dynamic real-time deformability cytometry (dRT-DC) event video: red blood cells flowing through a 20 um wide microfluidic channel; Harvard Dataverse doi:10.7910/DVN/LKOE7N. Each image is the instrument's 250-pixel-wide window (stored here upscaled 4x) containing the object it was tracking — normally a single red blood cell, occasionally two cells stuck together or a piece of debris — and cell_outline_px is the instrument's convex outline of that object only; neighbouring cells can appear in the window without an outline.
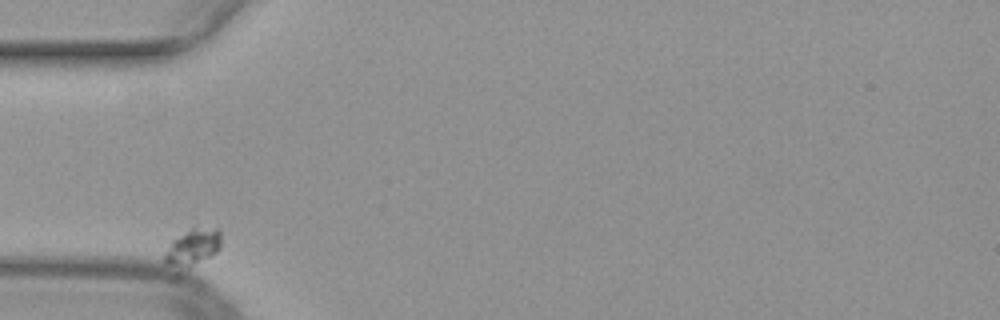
{"species": "common noctule bat (a hibernating species)", "species_latin": "Nyctalus noctula", "temperature_condition": "warm", "stored_images_in_passage": 33, "camera_frame_rate_fps": 3000, "um_per_image_px": 0.085, "animal": {"sex": "female", "body_mass_g": 29.2, "forearm_length_mm": 56.3}, "frame": {"image": 1, "passage_image": 1, "time_ms": 0.0, "image_size_px": [1000, 320], "cell_outline_px": [[220, 248], [216, 252], [188, 268], [184, 268], [164, 264], [164, 256], [172, 240], [192, 228], [220, 228]], "centroid_in_image_um": [16.38, 21.01], "position_along_channel_um": 68.6, "area_um2": 11.73}}
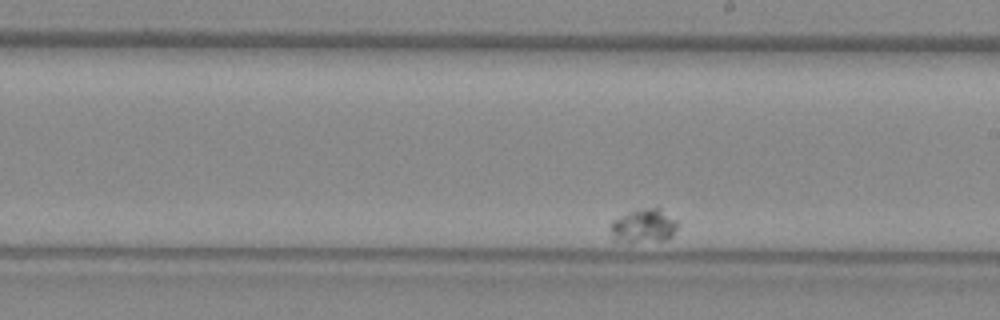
{"frame": {"image": 2, "passage_image": 19, "time_ms": 6.0, "image_size_px": [1000, 320], "cell_outline_px": [[680, 224], [672, 236], [668, 240], [628, 244], [612, 240], [612, 220], [636, 208], [656, 204], [676, 220]], "centroid_in_image_um": [54.74, 19.19], "position_along_channel_um": 234.3, "area_um2": 14.16}}
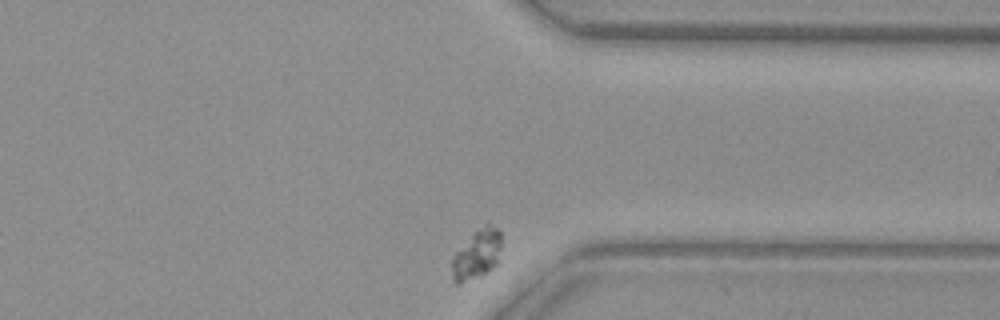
{"frame": {"image": 3, "passage_image": 33, "time_ms": 10.667, "image_size_px": [1000, 320], "cell_outline_px": [[500, 248], [496, 264], [480, 276], [460, 284], [452, 284], [452, 260], [456, 252], [484, 224], [488, 224], [496, 228], [500, 232]], "centroid_in_image_um": [40.5, 21.68], "position_along_channel_um": 370.9, "area_um2": 13.76}}